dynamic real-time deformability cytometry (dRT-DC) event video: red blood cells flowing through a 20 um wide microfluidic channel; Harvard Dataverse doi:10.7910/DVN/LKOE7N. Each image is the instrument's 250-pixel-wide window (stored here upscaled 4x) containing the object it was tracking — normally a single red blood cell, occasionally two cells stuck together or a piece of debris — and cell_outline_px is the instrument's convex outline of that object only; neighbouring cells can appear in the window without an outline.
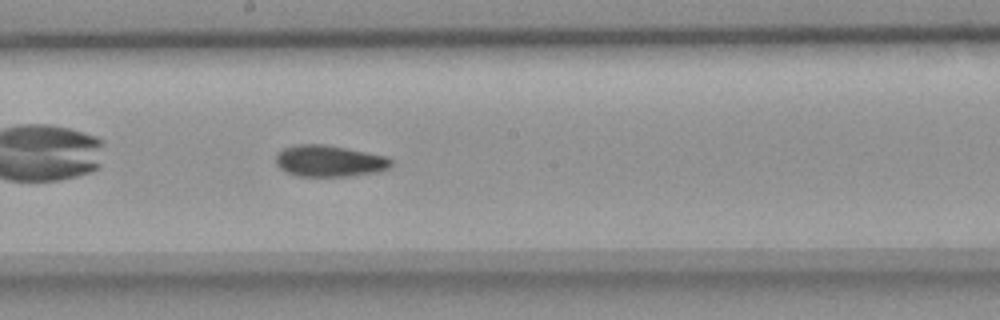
{"species": "common noctule bat (a hibernating species)", "species_latin": "Nyctalus noctula", "temperature_condition": "room temperature", "stored_images_in_passage": 34, "camera_frame_rate_fps": 3000, "um_per_image_px": 0.085, "animal": {"sex": "female", "body_mass_g": 18.4}, "frame": {"image": 1, "passage_image": 15, "time_ms": 4.667, "image_size_px": [1000, 320], "cell_outline_px": [[392, 168], [380, 172], [348, 176], [296, 176], [280, 168], [276, 164], [276, 152], [284, 148], [296, 144], [324, 144], [388, 156], [392, 160]], "centroid_in_image_um": [28.03, 13.68], "position_along_channel_um": 220.2, "area_um2": 21.39}}
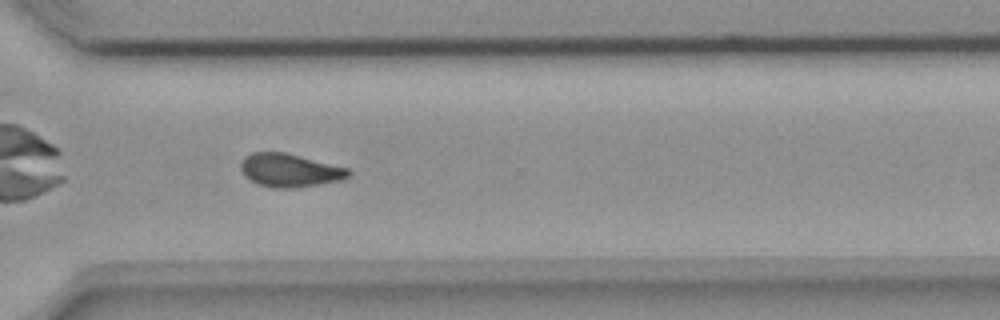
{"frame": {"image": 2, "passage_image": 25, "time_ms": 8.0, "image_size_px": [1000, 320], "cell_outline_px": [[352, 172], [348, 176], [340, 180], [320, 184], [292, 188], [272, 188], [256, 184], [244, 176], [240, 168], [240, 164], [244, 156], [252, 152], [284, 152], [348, 168]], "centroid_in_image_um": [24.58, 14.48], "position_along_channel_um": 346.0, "area_um2": 20.92}, "authors_computed_cell_mechanics": {"area_um2": 20.9814, "velocity_mm_per_s": 3.77, "shape_relaxation_time_tau1_ms": null, "shape_relaxation_time_tau2_ms": 7.0888, "deformation_change_tau1": null, "deformation_change_tau2": 0.1225}}